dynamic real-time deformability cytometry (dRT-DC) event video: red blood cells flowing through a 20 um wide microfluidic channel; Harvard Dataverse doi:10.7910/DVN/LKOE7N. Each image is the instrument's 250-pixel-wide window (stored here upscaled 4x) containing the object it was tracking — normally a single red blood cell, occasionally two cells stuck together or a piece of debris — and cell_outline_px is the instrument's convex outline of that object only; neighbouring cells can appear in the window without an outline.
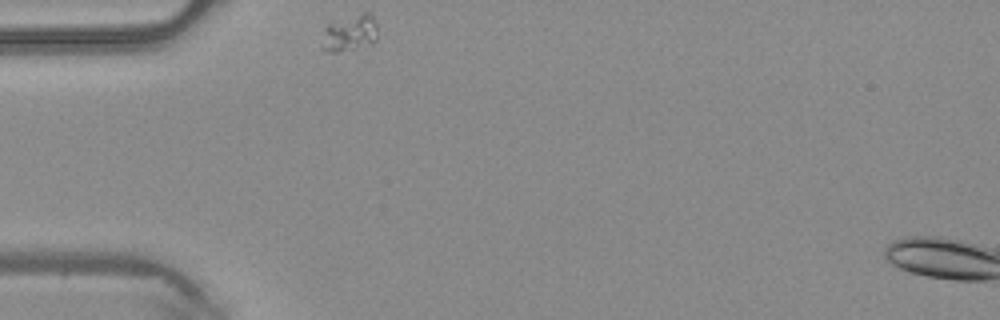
{"species": "common noctule bat (a hibernating species)", "species_latin": "Nyctalus noctula", "temperature_condition": "warm", "stored_images_in_passage": 29, "camera_frame_rate_fps": 3000, "um_per_image_px": 0.085, "animal": {"sex": "male", "body_mass_g": 20.4}, "frame": {"image": 1, "passage_image": 1, "time_ms": 0.0, "image_size_px": [1000, 320], "cell_outline_px": [[376, 40], [372, 44], [336, 52], [324, 52], [320, 48], [324, 28], [332, 20], [364, 12], [372, 12], [376, 24]], "centroid_in_image_um": [29.69, 2.79], "position_along_channel_um": 55.3, "area_um2": 12.25}}
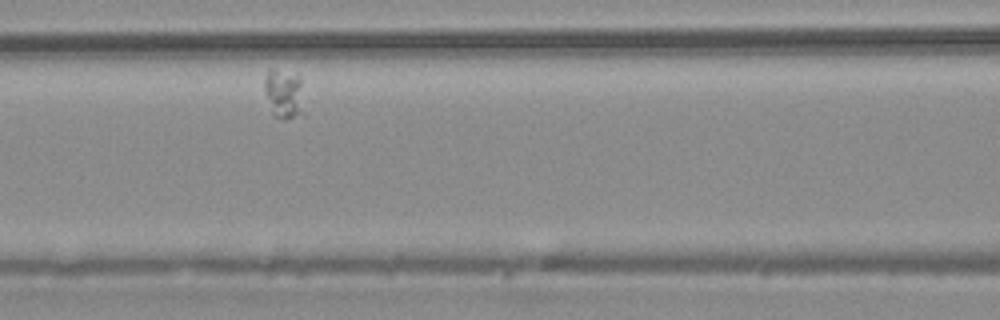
{"frame": {"image": 2, "passage_image": 9, "time_ms": 2.667, "image_size_px": [1000, 320], "cell_outline_px": [[304, 116], [276, 116], [272, 112], [264, 88], [264, 80], [268, 72], [276, 72], [300, 76], [304, 112]], "centroid_in_image_um": [24.17, 8.01], "position_along_channel_um": 142.4, "area_um2": 10.64}}
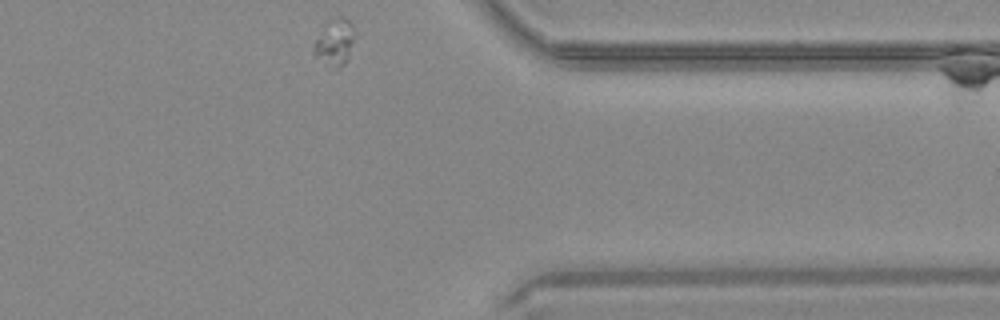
{"frame": {"image": 3, "passage_image": 29, "time_ms": 9.333, "image_size_px": [1000, 320], "cell_outline_px": [[352, 40], [348, 60], [340, 68], [332, 68], [316, 56], [312, 52], [312, 48], [320, 24], [324, 20], [340, 12], [352, 24]], "centroid_in_image_um": [28.37, 3.48], "position_along_channel_um": 383.0, "area_um2": 11.68}}